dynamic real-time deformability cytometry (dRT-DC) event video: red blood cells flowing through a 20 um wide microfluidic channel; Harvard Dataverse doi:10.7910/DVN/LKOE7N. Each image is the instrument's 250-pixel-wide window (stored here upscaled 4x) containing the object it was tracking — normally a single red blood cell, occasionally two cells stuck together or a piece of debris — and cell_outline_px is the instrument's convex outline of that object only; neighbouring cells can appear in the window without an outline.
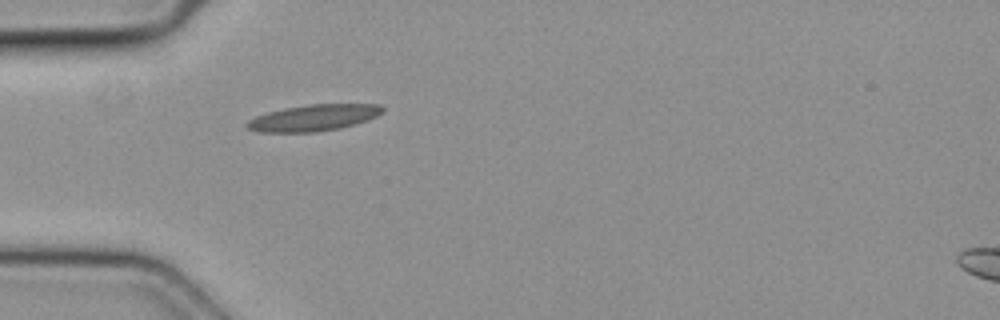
{"species": "common noctule bat (a hibernating species)", "species_latin": "Nyctalus noctula", "temperature_condition": "cold", "stored_images_in_passage": 29, "camera_frame_rate_fps": 3000, "um_per_image_px": 0.085, "animal": {"sex": "female", "body_mass_g": 19.3, "forearm_length_mm": 54.1}, "frame": {"image": 1, "passage_image": 1, "time_ms": 0.0, "image_size_px": [1000, 320], "cell_outline_px": [[384, 108], [376, 116], [368, 120], [340, 128], [316, 132], [256, 132], [248, 128], [244, 124], [248, 120], [256, 116], [268, 112], [284, 108], [312, 104], [380, 104]], "centroid_in_image_um": [26.62, 10.01], "position_along_channel_um": 58.4, "area_um2": 20.75}}
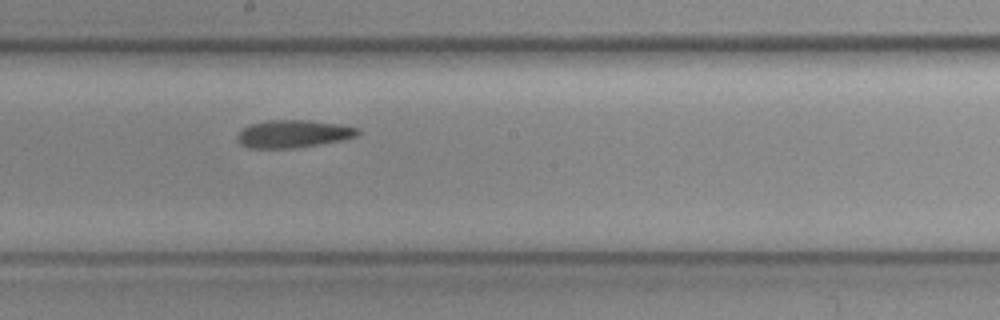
{"frame": {"image": 2, "passage_image": 13, "time_ms": 4.0, "image_size_px": [1000, 320], "cell_outline_px": [[360, 132], [356, 136], [340, 140], [292, 148], [248, 148], [240, 144], [236, 140], [236, 136], [244, 128], [252, 124], [272, 120], [308, 120], [340, 124], [356, 128]], "centroid_in_image_um": [24.89, 11.37], "position_along_channel_um": 223.3, "area_um2": 19.07}}
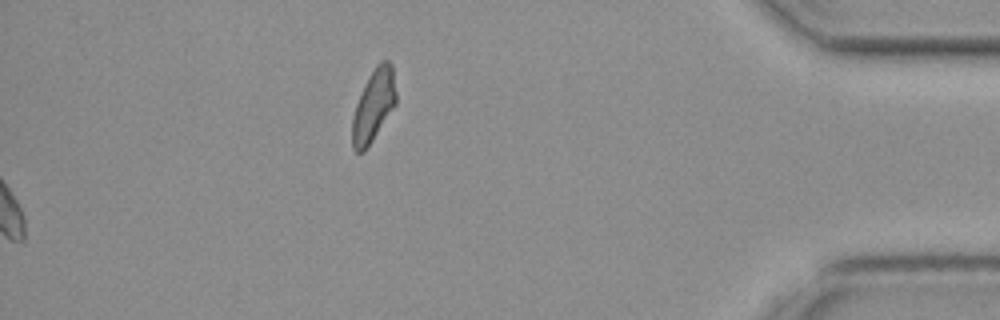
{"frame": {"image": 3, "passage_image": 29, "time_ms": 9.333, "image_size_px": [1000, 320], "cell_outline_px": [[396, 104], [364, 152], [356, 152], [352, 148], [352, 120], [356, 104], [368, 76], [376, 64], [380, 60], [388, 60], [392, 64], [396, 92]], "centroid_in_image_um": [31.75, 8.94], "position_along_channel_um": 403.4, "area_um2": 18.32}}